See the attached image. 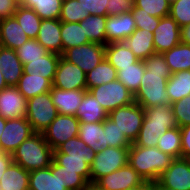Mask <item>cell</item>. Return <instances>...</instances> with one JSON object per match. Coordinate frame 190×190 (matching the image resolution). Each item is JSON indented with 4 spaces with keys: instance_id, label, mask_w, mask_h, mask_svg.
Segmentation results:
<instances>
[{
    "instance_id": "cell-34",
    "label": "cell",
    "mask_w": 190,
    "mask_h": 190,
    "mask_svg": "<svg viewBox=\"0 0 190 190\" xmlns=\"http://www.w3.org/2000/svg\"><path fill=\"white\" fill-rule=\"evenodd\" d=\"M171 73L190 70V45L179 43L163 53Z\"/></svg>"
},
{
    "instance_id": "cell-8",
    "label": "cell",
    "mask_w": 190,
    "mask_h": 190,
    "mask_svg": "<svg viewBox=\"0 0 190 190\" xmlns=\"http://www.w3.org/2000/svg\"><path fill=\"white\" fill-rule=\"evenodd\" d=\"M109 114L118 107L135 102V96L119 80L93 87L88 90Z\"/></svg>"
},
{
    "instance_id": "cell-44",
    "label": "cell",
    "mask_w": 190,
    "mask_h": 190,
    "mask_svg": "<svg viewBox=\"0 0 190 190\" xmlns=\"http://www.w3.org/2000/svg\"><path fill=\"white\" fill-rule=\"evenodd\" d=\"M133 5L141 8V12L162 18L169 15L171 3L167 0H133Z\"/></svg>"
},
{
    "instance_id": "cell-9",
    "label": "cell",
    "mask_w": 190,
    "mask_h": 190,
    "mask_svg": "<svg viewBox=\"0 0 190 190\" xmlns=\"http://www.w3.org/2000/svg\"><path fill=\"white\" fill-rule=\"evenodd\" d=\"M118 129L124 132L127 139L134 143L139 135L145 117L144 109L138 103L118 107L108 114Z\"/></svg>"
},
{
    "instance_id": "cell-51",
    "label": "cell",
    "mask_w": 190,
    "mask_h": 190,
    "mask_svg": "<svg viewBox=\"0 0 190 190\" xmlns=\"http://www.w3.org/2000/svg\"><path fill=\"white\" fill-rule=\"evenodd\" d=\"M182 158H190V125L180 127Z\"/></svg>"
},
{
    "instance_id": "cell-35",
    "label": "cell",
    "mask_w": 190,
    "mask_h": 190,
    "mask_svg": "<svg viewBox=\"0 0 190 190\" xmlns=\"http://www.w3.org/2000/svg\"><path fill=\"white\" fill-rule=\"evenodd\" d=\"M116 79L117 70L104 58L94 69L86 74L87 91Z\"/></svg>"
},
{
    "instance_id": "cell-23",
    "label": "cell",
    "mask_w": 190,
    "mask_h": 190,
    "mask_svg": "<svg viewBox=\"0 0 190 190\" xmlns=\"http://www.w3.org/2000/svg\"><path fill=\"white\" fill-rule=\"evenodd\" d=\"M0 68L8 86H16L24 72L16 51L3 46H0Z\"/></svg>"
},
{
    "instance_id": "cell-11",
    "label": "cell",
    "mask_w": 190,
    "mask_h": 190,
    "mask_svg": "<svg viewBox=\"0 0 190 190\" xmlns=\"http://www.w3.org/2000/svg\"><path fill=\"white\" fill-rule=\"evenodd\" d=\"M61 56L87 74L105 58V45L89 42L68 48Z\"/></svg>"
},
{
    "instance_id": "cell-52",
    "label": "cell",
    "mask_w": 190,
    "mask_h": 190,
    "mask_svg": "<svg viewBox=\"0 0 190 190\" xmlns=\"http://www.w3.org/2000/svg\"><path fill=\"white\" fill-rule=\"evenodd\" d=\"M12 162V154L0 151V179L3 176L5 170L10 166Z\"/></svg>"
},
{
    "instance_id": "cell-24",
    "label": "cell",
    "mask_w": 190,
    "mask_h": 190,
    "mask_svg": "<svg viewBox=\"0 0 190 190\" xmlns=\"http://www.w3.org/2000/svg\"><path fill=\"white\" fill-rule=\"evenodd\" d=\"M153 38V32L136 28L135 31L124 40V43L132 50L138 60L144 61L150 55L156 53Z\"/></svg>"
},
{
    "instance_id": "cell-56",
    "label": "cell",
    "mask_w": 190,
    "mask_h": 190,
    "mask_svg": "<svg viewBox=\"0 0 190 190\" xmlns=\"http://www.w3.org/2000/svg\"><path fill=\"white\" fill-rule=\"evenodd\" d=\"M6 120L3 117H0V136L2 135V132L4 130L5 124H6Z\"/></svg>"
},
{
    "instance_id": "cell-14",
    "label": "cell",
    "mask_w": 190,
    "mask_h": 190,
    "mask_svg": "<svg viewBox=\"0 0 190 190\" xmlns=\"http://www.w3.org/2000/svg\"><path fill=\"white\" fill-rule=\"evenodd\" d=\"M156 187L190 190V160L175 158L171 165L160 175Z\"/></svg>"
},
{
    "instance_id": "cell-6",
    "label": "cell",
    "mask_w": 190,
    "mask_h": 190,
    "mask_svg": "<svg viewBox=\"0 0 190 190\" xmlns=\"http://www.w3.org/2000/svg\"><path fill=\"white\" fill-rule=\"evenodd\" d=\"M129 147H107L96 152L90 166L91 186L101 177L128 164Z\"/></svg>"
},
{
    "instance_id": "cell-1",
    "label": "cell",
    "mask_w": 190,
    "mask_h": 190,
    "mask_svg": "<svg viewBox=\"0 0 190 190\" xmlns=\"http://www.w3.org/2000/svg\"><path fill=\"white\" fill-rule=\"evenodd\" d=\"M145 72L135 95V102L143 108L170 104L166 91L167 81L172 73L161 53L150 55L144 60Z\"/></svg>"
},
{
    "instance_id": "cell-31",
    "label": "cell",
    "mask_w": 190,
    "mask_h": 190,
    "mask_svg": "<svg viewBox=\"0 0 190 190\" xmlns=\"http://www.w3.org/2000/svg\"><path fill=\"white\" fill-rule=\"evenodd\" d=\"M166 91L170 104L190 95V70L173 73L167 81Z\"/></svg>"
},
{
    "instance_id": "cell-36",
    "label": "cell",
    "mask_w": 190,
    "mask_h": 190,
    "mask_svg": "<svg viewBox=\"0 0 190 190\" xmlns=\"http://www.w3.org/2000/svg\"><path fill=\"white\" fill-rule=\"evenodd\" d=\"M63 0H20L19 4L31 8L43 19H59Z\"/></svg>"
},
{
    "instance_id": "cell-22",
    "label": "cell",
    "mask_w": 190,
    "mask_h": 190,
    "mask_svg": "<svg viewBox=\"0 0 190 190\" xmlns=\"http://www.w3.org/2000/svg\"><path fill=\"white\" fill-rule=\"evenodd\" d=\"M27 40L28 36L14 16L0 20V46L16 50Z\"/></svg>"
},
{
    "instance_id": "cell-10",
    "label": "cell",
    "mask_w": 190,
    "mask_h": 190,
    "mask_svg": "<svg viewBox=\"0 0 190 190\" xmlns=\"http://www.w3.org/2000/svg\"><path fill=\"white\" fill-rule=\"evenodd\" d=\"M79 124L80 121L76 116L58 114L42 132L44 140L54 151L70 138L78 136Z\"/></svg>"
},
{
    "instance_id": "cell-57",
    "label": "cell",
    "mask_w": 190,
    "mask_h": 190,
    "mask_svg": "<svg viewBox=\"0 0 190 190\" xmlns=\"http://www.w3.org/2000/svg\"><path fill=\"white\" fill-rule=\"evenodd\" d=\"M156 190H178V189H171L166 187H156Z\"/></svg>"
},
{
    "instance_id": "cell-15",
    "label": "cell",
    "mask_w": 190,
    "mask_h": 190,
    "mask_svg": "<svg viewBox=\"0 0 190 190\" xmlns=\"http://www.w3.org/2000/svg\"><path fill=\"white\" fill-rule=\"evenodd\" d=\"M52 86L61 90L87 89L86 73L60 56Z\"/></svg>"
},
{
    "instance_id": "cell-7",
    "label": "cell",
    "mask_w": 190,
    "mask_h": 190,
    "mask_svg": "<svg viewBox=\"0 0 190 190\" xmlns=\"http://www.w3.org/2000/svg\"><path fill=\"white\" fill-rule=\"evenodd\" d=\"M57 115L58 112L52 102L50 92L39 94L27 100L26 119L34 132H44Z\"/></svg>"
},
{
    "instance_id": "cell-48",
    "label": "cell",
    "mask_w": 190,
    "mask_h": 190,
    "mask_svg": "<svg viewBox=\"0 0 190 190\" xmlns=\"http://www.w3.org/2000/svg\"><path fill=\"white\" fill-rule=\"evenodd\" d=\"M89 15L107 16L109 0H78Z\"/></svg>"
},
{
    "instance_id": "cell-12",
    "label": "cell",
    "mask_w": 190,
    "mask_h": 190,
    "mask_svg": "<svg viewBox=\"0 0 190 190\" xmlns=\"http://www.w3.org/2000/svg\"><path fill=\"white\" fill-rule=\"evenodd\" d=\"M144 182L145 180L138 172L127 164L117 171L99 178L92 186L96 190H132Z\"/></svg>"
},
{
    "instance_id": "cell-21",
    "label": "cell",
    "mask_w": 190,
    "mask_h": 190,
    "mask_svg": "<svg viewBox=\"0 0 190 190\" xmlns=\"http://www.w3.org/2000/svg\"><path fill=\"white\" fill-rule=\"evenodd\" d=\"M61 21L59 19H43L36 40L49 52L63 54V44L60 35Z\"/></svg>"
},
{
    "instance_id": "cell-13",
    "label": "cell",
    "mask_w": 190,
    "mask_h": 190,
    "mask_svg": "<svg viewBox=\"0 0 190 190\" xmlns=\"http://www.w3.org/2000/svg\"><path fill=\"white\" fill-rule=\"evenodd\" d=\"M34 133L26 117L6 120L0 136V151L13 154L18 146Z\"/></svg>"
},
{
    "instance_id": "cell-28",
    "label": "cell",
    "mask_w": 190,
    "mask_h": 190,
    "mask_svg": "<svg viewBox=\"0 0 190 190\" xmlns=\"http://www.w3.org/2000/svg\"><path fill=\"white\" fill-rule=\"evenodd\" d=\"M0 190H29V171L12 162L0 179Z\"/></svg>"
},
{
    "instance_id": "cell-55",
    "label": "cell",
    "mask_w": 190,
    "mask_h": 190,
    "mask_svg": "<svg viewBox=\"0 0 190 190\" xmlns=\"http://www.w3.org/2000/svg\"><path fill=\"white\" fill-rule=\"evenodd\" d=\"M8 85L5 82V79L3 78V73L2 70L0 68V91L3 90L4 88H6Z\"/></svg>"
},
{
    "instance_id": "cell-38",
    "label": "cell",
    "mask_w": 190,
    "mask_h": 190,
    "mask_svg": "<svg viewBox=\"0 0 190 190\" xmlns=\"http://www.w3.org/2000/svg\"><path fill=\"white\" fill-rule=\"evenodd\" d=\"M29 39H36L41 25V18L31 8L19 4L13 15Z\"/></svg>"
},
{
    "instance_id": "cell-59",
    "label": "cell",
    "mask_w": 190,
    "mask_h": 190,
    "mask_svg": "<svg viewBox=\"0 0 190 190\" xmlns=\"http://www.w3.org/2000/svg\"><path fill=\"white\" fill-rule=\"evenodd\" d=\"M169 3H172V2H174V1H176V0H167Z\"/></svg>"
},
{
    "instance_id": "cell-32",
    "label": "cell",
    "mask_w": 190,
    "mask_h": 190,
    "mask_svg": "<svg viewBox=\"0 0 190 190\" xmlns=\"http://www.w3.org/2000/svg\"><path fill=\"white\" fill-rule=\"evenodd\" d=\"M145 69L144 61L141 60L130 66L121 67L117 71V80H119L135 96L139 92V86Z\"/></svg>"
},
{
    "instance_id": "cell-43",
    "label": "cell",
    "mask_w": 190,
    "mask_h": 190,
    "mask_svg": "<svg viewBox=\"0 0 190 190\" xmlns=\"http://www.w3.org/2000/svg\"><path fill=\"white\" fill-rule=\"evenodd\" d=\"M58 178L68 190H86L91 186L83 176L79 175V171L66 170L59 164Z\"/></svg>"
},
{
    "instance_id": "cell-58",
    "label": "cell",
    "mask_w": 190,
    "mask_h": 190,
    "mask_svg": "<svg viewBox=\"0 0 190 190\" xmlns=\"http://www.w3.org/2000/svg\"><path fill=\"white\" fill-rule=\"evenodd\" d=\"M86 190H96L93 186H90L88 189Z\"/></svg>"
},
{
    "instance_id": "cell-45",
    "label": "cell",
    "mask_w": 190,
    "mask_h": 190,
    "mask_svg": "<svg viewBox=\"0 0 190 190\" xmlns=\"http://www.w3.org/2000/svg\"><path fill=\"white\" fill-rule=\"evenodd\" d=\"M169 15L180 27L190 23V0H176L170 5Z\"/></svg>"
},
{
    "instance_id": "cell-20",
    "label": "cell",
    "mask_w": 190,
    "mask_h": 190,
    "mask_svg": "<svg viewBox=\"0 0 190 190\" xmlns=\"http://www.w3.org/2000/svg\"><path fill=\"white\" fill-rule=\"evenodd\" d=\"M86 92L87 89L61 90L52 86L50 95L58 114L75 116Z\"/></svg>"
},
{
    "instance_id": "cell-30",
    "label": "cell",
    "mask_w": 190,
    "mask_h": 190,
    "mask_svg": "<svg viewBox=\"0 0 190 190\" xmlns=\"http://www.w3.org/2000/svg\"><path fill=\"white\" fill-rule=\"evenodd\" d=\"M16 88L26 100H29L39 94L50 92L52 83L42 76L37 77L23 72Z\"/></svg>"
},
{
    "instance_id": "cell-47",
    "label": "cell",
    "mask_w": 190,
    "mask_h": 190,
    "mask_svg": "<svg viewBox=\"0 0 190 190\" xmlns=\"http://www.w3.org/2000/svg\"><path fill=\"white\" fill-rule=\"evenodd\" d=\"M131 12L137 29L148 30L154 33L159 25L160 18L141 12V8H137L134 5L132 6Z\"/></svg>"
},
{
    "instance_id": "cell-42",
    "label": "cell",
    "mask_w": 190,
    "mask_h": 190,
    "mask_svg": "<svg viewBox=\"0 0 190 190\" xmlns=\"http://www.w3.org/2000/svg\"><path fill=\"white\" fill-rule=\"evenodd\" d=\"M15 51L23 65L27 64L28 60L41 59L49 53L36 39L27 40Z\"/></svg>"
},
{
    "instance_id": "cell-4",
    "label": "cell",
    "mask_w": 190,
    "mask_h": 190,
    "mask_svg": "<svg viewBox=\"0 0 190 190\" xmlns=\"http://www.w3.org/2000/svg\"><path fill=\"white\" fill-rule=\"evenodd\" d=\"M96 152L78 136L70 138L53 151V160L66 170L79 171L90 183V166Z\"/></svg>"
},
{
    "instance_id": "cell-16",
    "label": "cell",
    "mask_w": 190,
    "mask_h": 190,
    "mask_svg": "<svg viewBox=\"0 0 190 190\" xmlns=\"http://www.w3.org/2000/svg\"><path fill=\"white\" fill-rule=\"evenodd\" d=\"M180 43V26L170 16L160 18L154 31L153 45L156 53L163 54Z\"/></svg>"
},
{
    "instance_id": "cell-26",
    "label": "cell",
    "mask_w": 190,
    "mask_h": 190,
    "mask_svg": "<svg viewBox=\"0 0 190 190\" xmlns=\"http://www.w3.org/2000/svg\"><path fill=\"white\" fill-rule=\"evenodd\" d=\"M105 58L117 71L139 61L124 41L106 44Z\"/></svg>"
},
{
    "instance_id": "cell-50",
    "label": "cell",
    "mask_w": 190,
    "mask_h": 190,
    "mask_svg": "<svg viewBox=\"0 0 190 190\" xmlns=\"http://www.w3.org/2000/svg\"><path fill=\"white\" fill-rule=\"evenodd\" d=\"M19 6L18 0H0V20L12 17Z\"/></svg>"
},
{
    "instance_id": "cell-18",
    "label": "cell",
    "mask_w": 190,
    "mask_h": 190,
    "mask_svg": "<svg viewBox=\"0 0 190 190\" xmlns=\"http://www.w3.org/2000/svg\"><path fill=\"white\" fill-rule=\"evenodd\" d=\"M105 28L107 44L124 41L136 29L132 12H126L116 16H107Z\"/></svg>"
},
{
    "instance_id": "cell-25",
    "label": "cell",
    "mask_w": 190,
    "mask_h": 190,
    "mask_svg": "<svg viewBox=\"0 0 190 190\" xmlns=\"http://www.w3.org/2000/svg\"><path fill=\"white\" fill-rule=\"evenodd\" d=\"M60 56V54L49 52L41 59L28 60V63L23 65V71L29 75L47 78L52 83Z\"/></svg>"
},
{
    "instance_id": "cell-2",
    "label": "cell",
    "mask_w": 190,
    "mask_h": 190,
    "mask_svg": "<svg viewBox=\"0 0 190 190\" xmlns=\"http://www.w3.org/2000/svg\"><path fill=\"white\" fill-rule=\"evenodd\" d=\"M174 158L157 147H141L134 143L129 147L128 164L145 181L157 182Z\"/></svg>"
},
{
    "instance_id": "cell-40",
    "label": "cell",
    "mask_w": 190,
    "mask_h": 190,
    "mask_svg": "<svg viewBox=\"0 0 190 190\" xmlns=\"http://www.w3.org/2000/svg\"><path fill=\"white\" fill-rule=\"evenodd\" d=\"M103 130L105 131V149L110 146L130 147L132 145L124 132H121L109 117L103 121Z\"/></svg>"
},
{
    "instance_id": "cell-5",
    "label": "cell",
    "mask_w": 190,
    "mask_h": 190,
    "mask_svg": "<svg viewBox=\"0 0 190 190\" xmlns=\"http://www.w3.org/2000/svg\"><path fill=\"white\" fill-rule=\"evenodd\" d=\"M12 159L27 171L44 169L52 162L53 150L44 140L43 134L35 132L18 146Z\"/></svg>"
},
{
    "instance_id": "cell-27",
    "label": "cell",
    "mask_w": 190,
    "mask_h": 190,
    "mask_svg": "<svg viewBox=\"0 0 190 190\" xmlns=\"http://www.w3.org/2000/svg\"><path fill=\"white\" fill-rule=\"evenodd\" d=\"M75 116L80 122L92 123L103 122L108 117V113L102 108L97 99H95V97L87 91L77 109Z\"/></svg>"
},
{
    "instance_id": "cell-39",
    "label": "cell",
    "mask_w": 190,
    "mask_h": 190,
    "mask_svg": "<svg viewBox=\"0 0 190 190\" xmlns=\"http://www.w3.org/2000/svg\"><path fill=\"white\" fill-rule=\"evenodd\" d=\"M165 154H168L175 158H182V145H181V132L177 126L172 129H168L163 135L158 138L156 146Z\"/></svg>"
},
{
    "instance_id": "cell-3",
    "label": "cell",
    "mask_w": 190,
    "mask_h": 190,
    "mask_svg": "<svg viewBox=\"0 0 190 190\" xmlns=\"http://www.w3.org/2000/svg\"><path fill=\"white\" fill-rule=\"evenodd\" d=\"M143 109L145 117L134 144L141 147H156L161 135L168 129L177 127L171 104Z\"/></svg>"
},
{
    "instance_id": "cell-53",
    "label": "cell",
    "mask_w": 190,
    "mask_h": 190,
    "mask_svg": "<svg viewBox=\"0 0 190 190\" xmlns=\"http://www.w3.org/2000/svg\"><path fill=\"white\" fill-rule=\"evenodd\" d=\"M180 42L190 45V23L186 26L180 27Z\"/></svg>"
},
{
    "instance_id": "cell-46",
    "label": "cell",
    "mask_w": 190,
    "mask_h": 190,
    "mask_svg": "<svg viewBox=\"0 0 190 190\" xmlns=\"http://www.w3.org/2000/svg\"><path fill=\"white\" fill-rule=\"evenodd\" d=\"M177 126L190 125V95L171 104Z\"/></svg>"
},
{
    "instance_id": "cell-54",
    "label": "cell",
    "mask_w": 190,
    "mask_h": 190,
    "mask_svg": "<svg viewBox=\"0 0 190 190\" xmlns=\"http://www.w3.org/2000/svg\"><path fill=\"white\" fill-rule=\"evenodd\" d=\"M132 190H156V182L145 181L140 186H138Z\"/></svg>"
},
{
    "instance_id": "cell-37",
    "label": "cell",
    "mask_w": 190,
    "mask_h": 190,
    "mask_svg": "<svg viewBox=\"0 0 190 190\" xmlns=\"http://www.w3.org/2000/svg\"><path fill=\"white\" fill-rule=\"evenodd\" d=\"M60 35L62 38L63 52L68 48L90 42L79 22H61Z\"/></svg>"
},
{
    "instance_id": "cell-33",
    "label": "cell",
    "mask_w": 190,
    "mask_h": 190,
    "mask_svg": "<svg viewBox=\"0 0 190 190\" xmlns=\"http://www.w3.org/2000/svg\"><path fill=\"white\" fill-rule=\"evenodd\" d=\"M106 20L107 16L89 15L83 21L79 22L91 43L107 44Z\"/></svg>"
},
{
    "instance_id": "cell-19",
    "label": "cell",
    "mask_w": 190,
    "mask_h": 190,
    "mask_svg": "<svg viewBox=\"0 0 190 190\" xmlns=\"http://www.w3.org/2000/svg\"><path fill=\"white\" fill-rule=\"evenodd\" d=\"M29 190H68L58 178V164L52 159L49 167L29 171Z\"/></svg>"
},
{
    "instance_id": "cell-17",
    "label": "cell",
    "mask_w": 190,
    "mask_h": 190,
    "mask_svg": "<svg viewBox=\"0 0 190 190\" xmlns=\"http://www.w3.org/2000/svg\"><path fill=\"white\" fill-rule=\"evenodd\" d=\"M27 100L16 86H7L0 91V117L16 119L26 117Z\"/></svg>"
},
{
    "instance_id": "cell-29",
    "label": "cell",
    "mask_w": 190,
    "mask_h": 190,
    "mask_svg": "<svg viewBox=\"0 0 190 190\" xmlns=\"http://www.w3.org/2000/svg\"><path fill=\"white\" fill-rule=\"evenodd\" d=\"M78 137L95 152L105 149V131L103 130V122H80Z\"/></svg>"
},
{
    "instance_id": "cell-49",
    "label": "cell",
    "mask_w": 190,
    "mask_h": 190,
    "mask_svg": "<svg viewBox=\"0 0 190 190\" xmlns=\"http://www.w3.org/2000/svg\"><path fill=\"white\" fill-rule=\"evenodd\" d=\"M133 0H109L107 16L121 15L132 10Z\"/></svg>"
},
{
    "instance_id": "cell-41",
    "label": "cell",
    "mask_w": 190,
    "mask_h": 190,
    "mask_svg": "<svg viewBox=\"0 0 190 190\" xmlns=\"http://www.w3.org/2000/svg\"><path fill=\"white\" fill-rule=\"evenodd\" d=\"M89 13L84 10L78 0H63L59 20L61 22H81Z\"/></svg>"
}]
</instances>
